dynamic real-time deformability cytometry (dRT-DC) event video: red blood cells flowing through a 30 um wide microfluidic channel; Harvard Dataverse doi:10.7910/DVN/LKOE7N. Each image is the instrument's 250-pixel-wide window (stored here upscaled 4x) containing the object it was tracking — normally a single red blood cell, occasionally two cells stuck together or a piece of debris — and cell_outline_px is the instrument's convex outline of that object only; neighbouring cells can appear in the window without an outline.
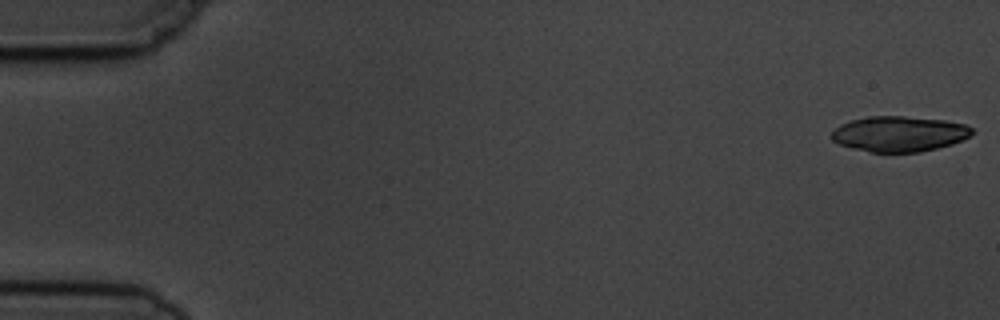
{"species": "common noctule bat (a hibernating species)", "species_latin": "Nyctalus noctula", "temperature_condition": "cold", "stored_images_in_passage": 6, "camera_frame_rate_fps": 3000, "um_per_image_px": 0.085, "animal": {"sex": "male", "body_mass_g": 19.5, "forearm_length_mm": 54.6}, "frame": {"image": 1, "passage_image": 1, "time_ms": 0.0, "image_size_px": [1000, 320], "cell_outline_px": [[972, 132], [968, 136], [952, 144], [920, 152], [868, 152], [852, 148], [840, 144], [832, 140], [832, 132], [840, 124], [852, 120], [868, 116], [904, 116], [944, 120], [964, 124], [972, 128]], "centroid_in_image_um": [76.4, 11.38], "position_along_channel_um": 8.6, "area_um2": 28.78}}
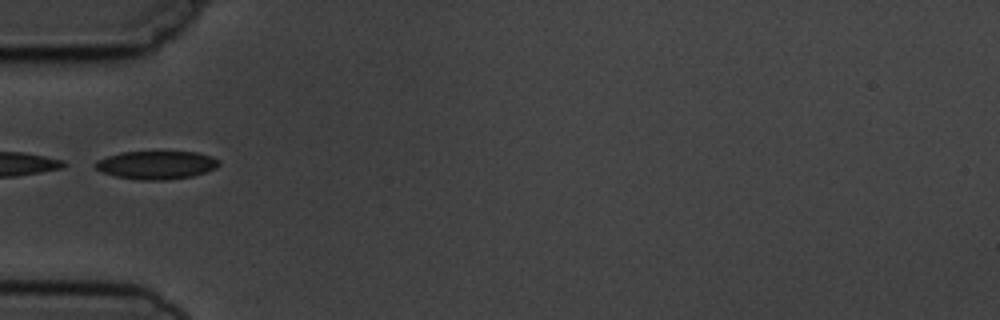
{"frame": {"image": 2, "passage_image": 6, "time_ms": 5.667, "image_size_px": [1000, 320], "cell_outline_px": [[220, 164], [216, 168], [192, 176], [164, 180], [140, 180], [116, 176], [104, 172], [96, 168], [92, 164], [96, 160], [120, 152], [196, 152], [212, 156], [220, 160]], "centroid_in_image_um": [13.3, 14.02], "position_along_channel_um": 71.7, "area_um2": 20.29}}